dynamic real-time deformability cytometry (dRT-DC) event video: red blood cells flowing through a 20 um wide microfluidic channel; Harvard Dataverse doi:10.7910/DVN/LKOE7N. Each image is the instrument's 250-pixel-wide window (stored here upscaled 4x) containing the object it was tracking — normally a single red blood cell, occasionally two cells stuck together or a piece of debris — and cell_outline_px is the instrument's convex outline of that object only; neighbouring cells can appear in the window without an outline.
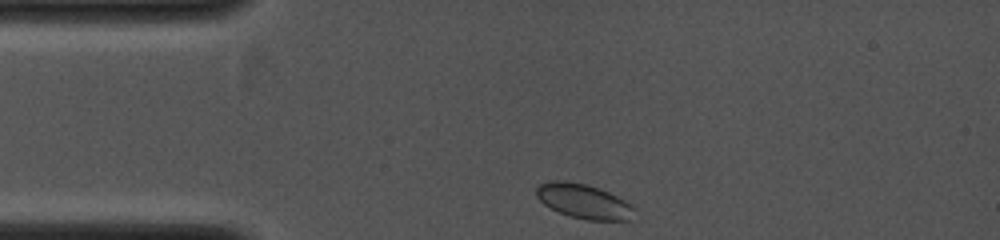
{"species": "common noctule bat (a hibernating species)", "species_latin": "Nyctalus noctula", "temperature_condition": "cold", "stored_images_in_passage": 2, "camera_frame_rate_fps": 4000, "um_per_image_px": 0.085, "animal": {"sex": "female", "body_mass_g": 19.0, "forearm_length_mm": 53.3}, "frame": {"image": 1, "passage_image": 1, "time_ms": 0.0, "image_size_px": [1000, 240], "cell_outline_px": [[632, 220], [588, 220], [568, 216], [544, 204], [536, 196], [536, 188], [540, 184], [552, 180], [564, 180], [584, 184], [608, 192], [624, 200], [632, 208]], "centroid_in_image_um": [49.56, 17.11], "position_along_channel_um": 35.4, "area_um2": 19.31}}